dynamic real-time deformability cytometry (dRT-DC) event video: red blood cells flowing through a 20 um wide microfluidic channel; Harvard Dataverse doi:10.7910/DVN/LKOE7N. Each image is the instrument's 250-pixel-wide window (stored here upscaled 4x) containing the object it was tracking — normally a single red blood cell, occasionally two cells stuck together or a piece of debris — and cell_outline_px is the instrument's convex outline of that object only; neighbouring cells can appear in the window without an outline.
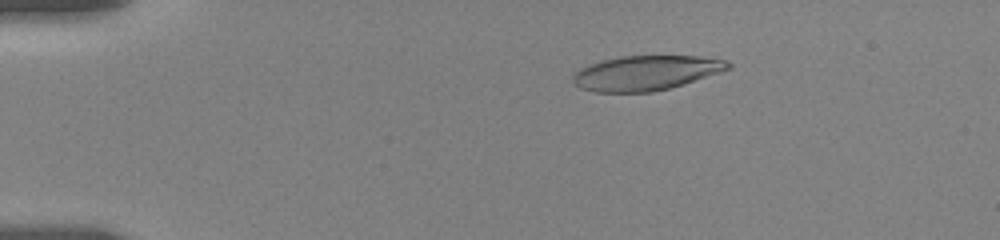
{"species": "human", "species_latin": "Homo sapiens", "temperature_condition": "room temperature", "stored_images_in_passage": 5, "camera_frame_rate_fps": 3000, "um_per_image_px": 0.085, "donor": {"sex": "female"}, "frame": {"image": 1, "passage_image": 3, "time_ms": 2.667, "image_size_px": [1000, 240], "cell_outline_px": [[732, 68], [684, 84], [652, 92], [592, 92], [580, 88], [572, 80], [572, 76], [580, 68], [588, 64], [600, 60], [620, 56], [700, 56], [724, 60], [732, 64]], "centroid_in_image_um": [54.88, 6.2], "position_along_channel_um": 30.1, "area_um2": 31.5}}